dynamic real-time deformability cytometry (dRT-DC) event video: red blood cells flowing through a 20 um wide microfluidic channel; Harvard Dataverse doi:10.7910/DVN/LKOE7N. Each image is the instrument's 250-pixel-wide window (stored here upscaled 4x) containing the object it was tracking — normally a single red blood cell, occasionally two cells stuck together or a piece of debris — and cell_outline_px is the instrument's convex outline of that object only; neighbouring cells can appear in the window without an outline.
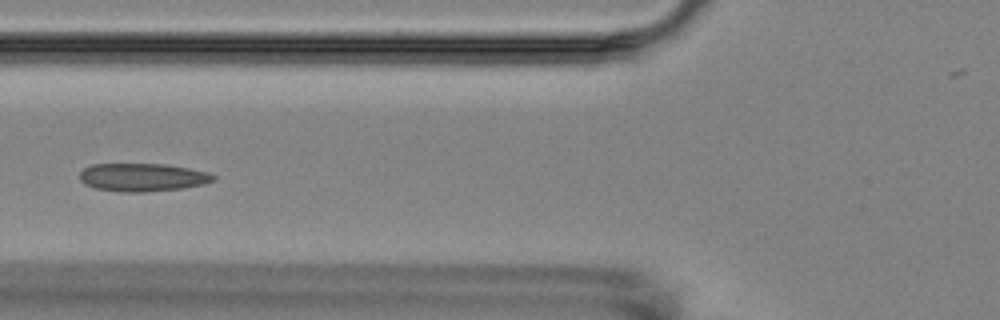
{"species": "Egyptian fruit bat (a non-hibernating species)", "species_latin": "Rousettus aegyptiacus", "temperature_condition": "room temperature", "stored_images_in_passage": 6, "camera_frame_rate_fps": 3000, "um_per_image_px": 0.085, "animal": {"sex": "female"}, "frame": {"image": 1, "passage_image": 6, "time_ms": 6.667, "image_size_px": [1000, 320], "cell_outline_px": [[216, 180], [204, 184], [184, 188], [144, 192], [124, 192], [96, 188], [84, 184], [80, 180], [80, 172], [84, 168], [92, 164], [168, 164], [208, 172], [216, 176]], "centroid_in_image_um": [12.14, 15.07], "position_along_channel_um": 113.7, "area_um2": 21.96}}